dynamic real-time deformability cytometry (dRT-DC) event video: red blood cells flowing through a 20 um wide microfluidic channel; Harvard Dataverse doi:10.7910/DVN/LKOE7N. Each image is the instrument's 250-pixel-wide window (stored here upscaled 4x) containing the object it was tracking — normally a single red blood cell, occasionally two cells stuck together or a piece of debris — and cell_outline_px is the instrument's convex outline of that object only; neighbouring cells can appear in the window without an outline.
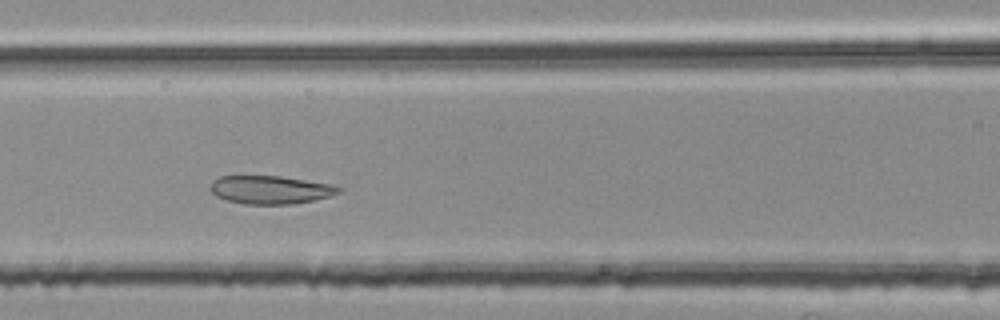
{"species": "common noctule bat (a hibernating species)", "species_latin": "Nyctalus noctula", "temperature_condition": "room temperature", "stored_images_in_passage": 36, "camera_frame_rate_fps": 3000, "um_per_image_px": 0.085, "animal": {"sex": "female", "body_mass_g": 25.1}, "frame": {"image": 1, "passage_image": 10, "time_ms": 3.0, "image_size_px": [1000, 320], "cell_outline_px": [[340, 192], [332, 196], [312, 200], [288, 204], [244, 204], [228, 200], [216, 196], [208, 188], [212, 180], [220, 176], [280, 176], [332, 184], [340, 188]], "centroid_in_image_um": [22.95, 16.12], "position_along_channel_um": 143.7, "area_um2": 21.04}}
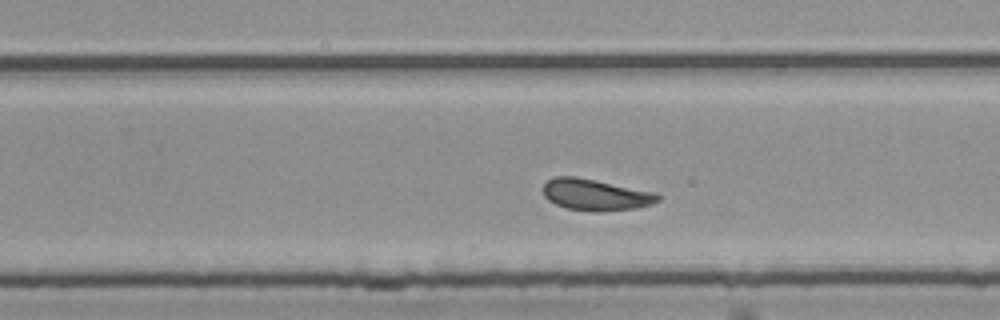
{"frame": {"image": 2, "passage_image": 21, "time_ms": 6.667, "image_size_px": [1000, 320], "cell_outline_px": [[660, 200], [652, 204], [636, 208], [596, 212], [568, 208], [556, 204], [548, 200], [544, 196], [540, 188], [548, 180], [556, 176], [576, 176], [656, 192], [660, 196]], "centroid_in_image_um": [50.61, 16.54], "position_along_channel_um": 279.2, "area_um2": 21.15}}
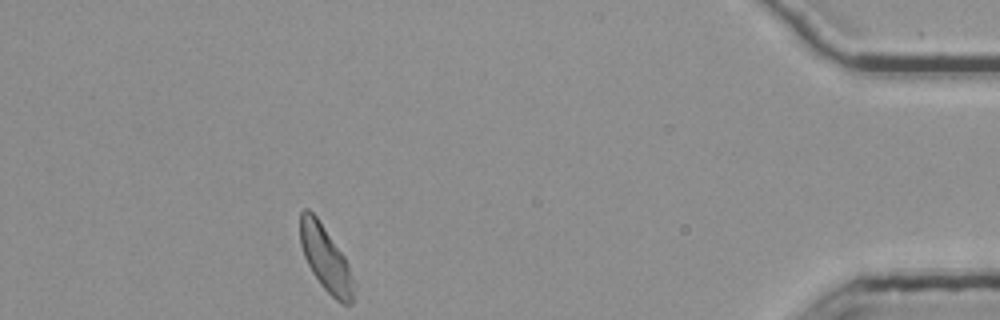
{"frame": {"image": 3, "passage_image": 36, "time_ms": 11.667, "image_size_px": [1000, 320], "cell_outline_px": [[356, 284], [352, 304], [340, 304], [320, 284], [312, 272], [304, 256], [300, 244], [300, 212], [304, 208], [308, 208], [316, 216], [344, 256], [348, 264]], "centroid_in_image_um": [27.7, 22.01], "position_along_channel_um": 407.5, "area_um2": 20.46}, "authors_computed_cell_mechanics": {"area_um2": 20.8947, "velocity_mm_per_s": 3.7124, "shape_relaxation_time_tau1_ms": 10.1908, "shape_relaxation_time_tau2_ms": 3.5326, "deformation_change_tau1": 0.1759, "deformation_change_tau2": 0.1021}}